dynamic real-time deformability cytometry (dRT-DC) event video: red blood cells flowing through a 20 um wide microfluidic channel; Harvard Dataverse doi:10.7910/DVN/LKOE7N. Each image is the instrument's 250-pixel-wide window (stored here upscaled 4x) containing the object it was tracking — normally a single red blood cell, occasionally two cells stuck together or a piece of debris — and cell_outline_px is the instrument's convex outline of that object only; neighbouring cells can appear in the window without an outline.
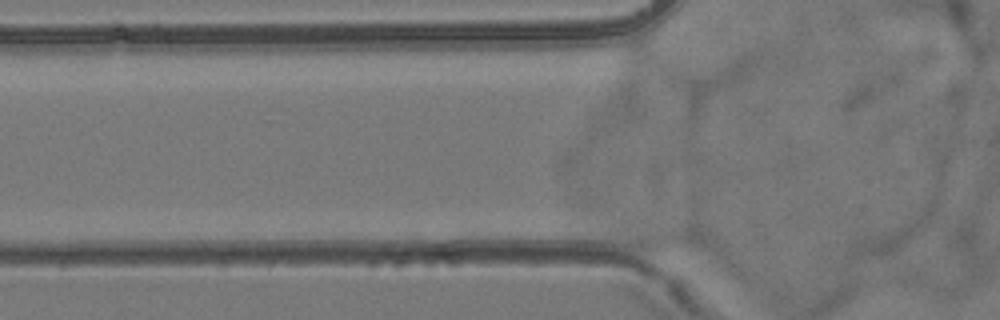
{"species": "common noctule bat (a hibernating species)", "species_latin": "Nyctalus noctula", "temperature_condition": "room temperature", "stored_images_in_passage": 2, "camera_frame_rate_fps": 3000, "um_per_image_px": 0.085, "animal": {"sex": "female", "body_mass_g": 24.6, "forearm_length_mm": 56.2}, "frame": {"image": 1, "passage_image": 2, "time_ms": 0.333, "image_size_px": [1000, 320], "cell_outline_px": [[708, 248], [652, 252], [648, 252], [632, 248], [616, 236], [608, 228], [608, 224], [616, 220], [628, 220], [692, 228], [700, 232]], "centroid_in_image_um": [55.83, 20.09], "position_along_channel_um": 70.0, "area_um2": 16.07}}